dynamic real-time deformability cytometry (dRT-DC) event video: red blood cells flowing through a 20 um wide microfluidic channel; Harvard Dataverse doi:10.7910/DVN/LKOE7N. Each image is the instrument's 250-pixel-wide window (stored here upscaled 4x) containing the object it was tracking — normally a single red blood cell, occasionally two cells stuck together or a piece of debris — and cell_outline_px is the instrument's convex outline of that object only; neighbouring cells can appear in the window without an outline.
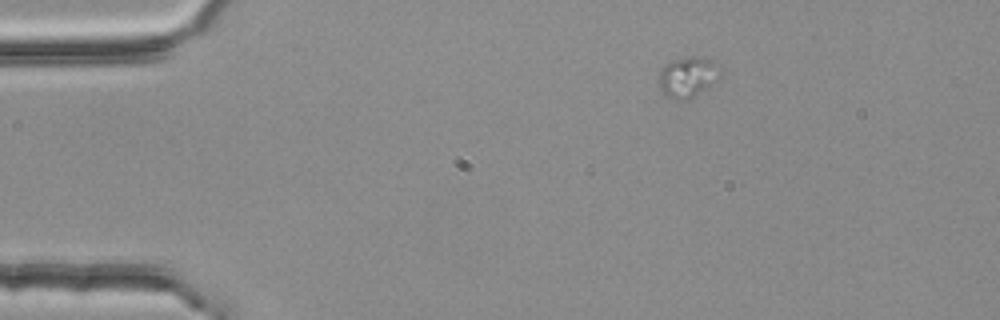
{"species": "common noctule bat (a hibernating species)", "species_latin": "Nyctalus noctula", "temperature_condition": "room temperature", "stored_images_in_passage": 4, "camera_frame_rate_fps": 3000, "um_per_image_px": 0.085, "animal": {"sex": "female", "body_mass_g": 25.1}, "frame": {"image": 1, "passage_image": 2, "time_ms": 0.333, "image_size_px": [1000, 320], "cell_outline_px": [[724, 72], [708, 88], [692, 100], [672, 100], [664, 96], [660, 88], [660, 72], [672, 60], [684, 56], [704, 56], [720, 64]], "centroid_in_image_um": [58.54, 6.56], "position_along_channel_um": 26.5, "area_um2": 15.14}}